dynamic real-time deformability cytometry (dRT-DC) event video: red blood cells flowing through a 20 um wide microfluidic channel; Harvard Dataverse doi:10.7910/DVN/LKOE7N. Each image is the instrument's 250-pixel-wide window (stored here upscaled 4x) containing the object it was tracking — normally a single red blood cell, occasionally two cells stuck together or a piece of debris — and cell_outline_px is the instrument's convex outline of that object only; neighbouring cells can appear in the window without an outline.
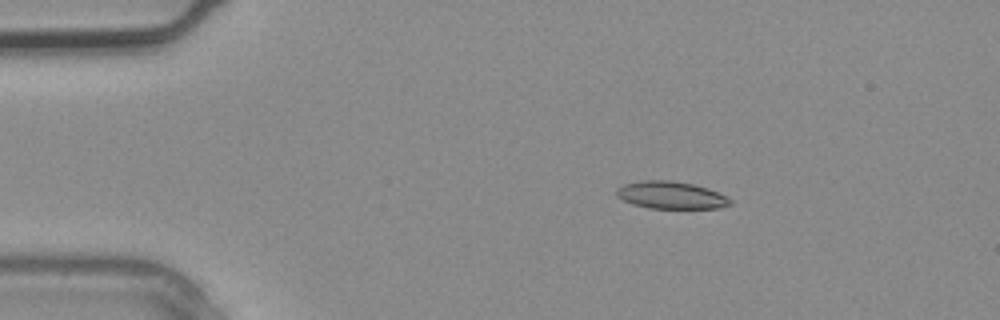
{"species": "common noctule bat (a hibernating species)", "species_latin": "Nyctalus noctula", "temperature_condition": "warm", "stored_images_in_passage": 3, "camera_frame_rate_fps": 3000, "um_per_image_px": 0.085, "animal": {"sex": "male", "body_mass_g": 20.4}, "frame": {"image": 1, "passage_image": 1, "time_ms": 0.0, "image_size_px": [1000, 320], "cell_outline_px": [[732, 204], [720, 208], [648, 208], [632, 204], [616, 196], [616, 188], [624, 184], [644, 180], [672, 180], [692, 184], [708, 188], [732, 200]], "centroid_in_image_um": [57.01, 16.59], "position_along_channel_um": 28.0, "area_um2": 18.09}}